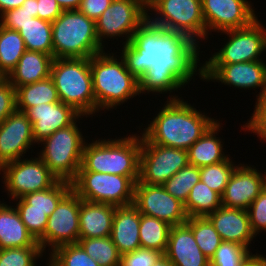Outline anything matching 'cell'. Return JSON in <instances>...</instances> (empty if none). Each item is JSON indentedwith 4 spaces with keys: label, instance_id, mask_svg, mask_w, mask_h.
<instances>
[{
    "label": "cell",
    "instance_id": "12",
    "mask_svg": "<svg viewBox=\"0 0 266 266\" xmlns=\"http://www.w3.org/2000/svg\"><path fill=\"white\" fill-rule=\"evenodd\" d=\"M0 171L5 174L6 191L16 201L27 193L49 189L58 181L40 158L8 162Z\"/></svg>",
    "mask_w": 266,
    "mask_h": 266
},
{
    "label": "cell",
    "instance_id": "40",
    "mask_svg": "<svg viewBox=\"0 0 266 266\" xmlns=\"http://www.w3.org/2000/svg\"><path fill=\"white\" fill-rule=\"evenodd\" d=\"M41 246L0 249V266H36V258L42 257Z\"/></svg>",
    "mask_w": 266,
    "mask_h": 266
},
{
    "label": "cell",
    "instance_id": "48",
    "mask_svg": "<svg viewBox=\"0 0 266 266\" xmlns=\"http://www.w3.org/2000/svg\"><path fill=\"white\" fill-rule=\"evenodd\" d=\"M37 17L49 22L55 21L63 12L56 0H37Z\"/></svg>",
    "mask_w": 266,
    "mask_h": 266
},
{
    "label": "cell",
    "instance_id": "43",
    "mask_svg": "<svg viewBox=\"0 0 266 266\" xmlns=\"http://www.w3.org/2000/svg\"><path fill=\"white\" fill-rule=\"evenodd\" d=\"M250 119L242 129L246 127V130L252 131L262 140H266V91L257 98L255 110Z\"/></svg>",
    "mask_w": 266,
    "mask_h": 266
},
{
    "label": "cell",
    "instance_id": "23",
    "mask_svg": "<svg viewBox=\"0 0 266 266\" xmlns=\"http://www.w3.org/2000/svg\"><path fill=\"white\" fill-rule=\"evenodd\" d=\"M139 227L140 213L134 204L116 206L110 237L120 255L141 247Z\"/></svg>",
    "mask_w": 266,
    "mask_h": 266
},
{
    "label": "cell",
    "instance_id": "11",
    "mask_svg": "<svg viewBox=\"0 0 266 266\" xmlns=\"http://www.w3.org/2000/svg\"><path fill=\"white\" fill-rule=\"evenodd\" d=\"M144 0H112L110 6L95 21L96 36L102 38L125 35L128 43L138 28L148 19ZM105 36V37H104Z\"/></svg>",
    "mask_w": 266,
    "mask_h": 266
},
{
    "label": "cell",
    "instance_id": "42",
    "mask_svg": "<svg viewBox=\"0 0 266 266\" xmlns=\"http://www.w3.org/2000/svg\"><path fill=\"white\" fill-rule=\"evenodd\" d=\"M247 211L254 235L259 234L261 230L266 231V187L250 204Z\"/></svg>",
    "mask_w": 266,
    "mask_h": 266
},
{
    "label": "cell",
    "instance_id": "27",
    "mask_svg": "<svg viewBox=\"0 0 266 266\" xmlns=\"http://www.w3.org/2000/svg\"><path fill=\"white\" fill-rule=\"evenodd\" d=\"M220 123H214L190 148L187 149L189 164L196 167L209 166L223 162L228 158L223 152V144L215 135Z\"/></svg>",
    "mask_w": 266,
    "mask_h": 266
},
{
    "label": "cell",
    "instance_id": "6",
    "mask_svg": "<svg viewBox=\"0 0 266 266\" xmlns=\"http://www.w3.org/2000/svg\"><path fill=\"white\" fill-rule=\"evenodd\" d=\"M53 57L90 58L104 51L96 36L95 21L78 10L63 11L52 22Z\"/></svg>",
    "mask_w": 266,
    "mask_h": 266
},
{
    "label": "cell",
    "instance_id": "17",
    "mask_svg": "<svg viewBox=\"0 0 266 266\" xmlns=\"http://www.w3.org/2000/svg\"><path fill=\"white\" fill-rule=\"evenodd\" d=\"M254 12L247 0H202L206 35L208 29L223 33L248 27L257 19Z\"/></svg>",
    "mask_w": 266,
    "mask_h": 266
},
{
    "label": "cell",
    "instance_id": "54",
    "mask_svg": "<svg viewBox=\"0 0 266 266\" xmlns=\"http://www.w3.org/2000/svg\"><path fill=\"white\" fill-rule=\"evenodd\" d=\"M158 0H144L145 2V6H146V9L149 8L148 10H150V8L157 2Z\"/></svg>",
    "mask_w": 266,
    "mask_h": 266
},
{
    "label": "cell",
    "instance_id": "38",
    "mask_svg": "<svg viewBox=\"0 0 266 266\" xmlns=\"http://www.w3.org/2000/svg\"><path fill=\"white\" fill-rule=\"evenodd\" d=\"M228 157L225 161L200 168V180L221 196L229 178L237 166ZM233 163V164H232Z\"/></svg>",
    "mask_w": 266,
    "mask_h": 266
},
{
    "label": "cell",
    "instance_id": "36",
    "mask_svg": "<svg viewBox=\"0 0 266 266\" xmlns=\"http://www.w3.org/2000/svg\"><path fill=\"white\" fill-rule=\"evenodd\" d=\"M200 181V168L188 164L167 180L163 187L174 198L185 203L193 186Z\"/></svg>",
    "mask_w": 266,
    "mask_h": 266
},
{
    "label": "cell",
    "instance_id": "50",
    "mask_svg": "<svg viewBox=\"0 0 266 266\" xmlns=\"http://www.w3.org/2000/svg\"><path fill=\"white\" fill-rule=\"evenodd\" d=\"M63 11L78 10L81 0H56Z\"/></svg>",
    "mask_w": 266,
    "mask_h": 266
},
{
    "label": "cell",
    "instance_id": "53",
    "mask_svg": "<svg viewBox=\"0 0 266 266\" xmlns=\"http://www.w3.org/2000/svg\"><path fill=\"white\" fill-rule=\"evenodd\" d=\"M153 266H174L165 254H161L155 261Z\"/></svg>",
    "mask_w": 266,
    "mask_h": 266
},
{
    "label": "cell",
    "instance_id": "7",
    "mask_svg": "<svg viewBox=\"0 0 266 266\" xmlns=\"http://www.w3.org/2000/svg\"><path fill=\"white\" fill-rule=\"evenodd\" d=\"M77 120L70 126L59 129L39 143L44 147L38 157L50 172L61 181L72 182L81 167L85 140Z\"/></svg>",
    "mask_w": 266,
    "mask_h": 266
},
{
    "label": "cell",
    "instance_id": "49",
    "mask_svg": "<svg viewBox=\"0 0 266 266\" xmlns=\"http://www.w3.org/2000/svg\"><path fill=\"white\" fill-rule=\"evenodd\" d=\"M25 0H0V15L4 12L20 7Z\"/></svg>",
    "mask_w": 266,
    "mask_h": 266
},
{
    "label": "cell",
    "instance_id": "26",
    "mask_svg": "<svg viewBox=\"0 0 266 266\" xmlns=\"http://www.w3.org/2000/svg\"><path fill=\"white\" fill-rule=\"evenodd\" d=\"M40 246L14 206L0 203V249Z\"/></svg>",
    "mask_w": 266,
    "mask_h": 266
},
{
    "label": "cell",
    "instance_id": "24",
    "mask_svg": "<svg viewBox=\"0 0 266 266\" xmlns=\"http://www.w3.org/2000/svg\"><path fill=\"white\" fill-rule=\"evenodd\" d=\"M116 206L80 198L79 238H101L111 235Z\"/></svg>",
    "mask_w": 266,
    "mask_h": 266
},
{
    "label": "cell",
    "instance_id": "31",
    "mask_svg": "<svg viewBox=\"0 0 266 266\" xmlns=\"http://www.w3.org/2000/svg\"><path fill=\"white\" fill-rule=\"evenodd\" d=\"M26 51L20 33L0 25V74L7 77Z\"/></svg>",
    "mask_w": 266,
    "mask_h": 266
},
{
    "label": "cell",
    "instance_id": "16",
    "mask_svg": "<svg viewBox=\"0 0 266 266\" xmlns=\"http://www.w3.org/2000/svg\"><path fill=\"white\" fill-rule=\"evenodd\" d=\"M199 69L203 80H216L236 88L261 87L259 98L266 91V64L261 61L233 64H204Z\"/></svg>",
    "mask_w": 266,
    "mask_h": 266
},
{
    "label": "cell",
    "instance_id": "10",
    "mask_svg": "<svg viewBox=\"0 0 266 266\" xmlns=\"http://www.w3.org/2000/svg\"><path fill=\"white\" fill-rule=\"evenodd\" d=\"M188 164L187 150L157 145L141 137L139 182L163 185Z\"/></svg>",
    "mask_w": 266,
    "mask_h": 266
},
{
    "label": "cell",
    "instance_id": "32",
    "mask_svg": "<svg viewBox=\"0 0 266 266\" xmlns=\"http://www.w3.org/2000/svg\"><path fill=\"white\" fill-rule=\"evenodd\" d=\"M171 225L155 217L140 214L139 237L142 248L165 254Z\"/></svg>",
    "mask_w": 266,
    "mask_h": 266
},
{
    "label": "cell",
    "instance_id": "35",
    "mask_svg": "<svg viewBox=\"0 0 266 266\" xmlns=\"http://www.w3.org/2000/svg\"><path fill=\"white\" fill-rule=\"evenodd\" d=\"M185 223L192 230L195 241L203 254L211 259L223 242L211 221L206 216L190 217Z\"/></svg>",
    "mask_w": 266,
    "mask_h": 266
},
{
    "label": "cell",
    "instance_id": "5",
    "mask_svg": "<svg viewBox=\"0 0 266 266\" xmlns=\"http://www.w3.org/2000/svg\"><path fill=\"white\" fill-rule=\"evenodd\" d=\"M50 77L61 102L72 106L83 117L96 112L90 58L54 59Z\"/></svg>",
    "mask_w": 266,
    "mask_h": 266
},
{
    "label": "cell",
    "instance_id": "29",
    "mask_svg": "<svg viewBox=\"0 0 266 266\" xmlns=\"http://www.w3.org/2000/svg\"><path fill=\"white\" fill-rule=\"evenodd\" d=\"M27 51L42 52L53 56L52 23L33 17L18 30Z\"/></svg>",
    "mask_w": 266,
    "mask_h": 266
},
{
    "label": "cell",
    "instance_id": "20",
    "mask_svg": "<svg viewBox=\"0 0 266 266\" xmlns=\"http://www.w3.org/2000/svg\"><path fill=\"white\" fill-rule=\"evenodd\" d=\"M32 122L34 141L39 144L59 129L72 125L82 115L72 106L57 103H43L29 108L25 112Z\"/></svg>",
    "mask_w": 266,
    "mask_h": 266
},
{
    "label": "cell",
    "instance_id": "9",
    "mask_svg": "<svg viewBox=\"0 0 266 266\" xmlns=\"http://www.w3.org/2000/svg\"><path fill=\"white\" fill-rule=\"evenodd\" d=\"M150 9L158 14L155 19L148 15L156 26L181 33L195 43L197 38L207 37L202 0H158Z\"/></svg>",
    "mask_w": 266,
    "mask_h": 266
},
{
    "label": "cell",
    "instance_id": "2",
    "mask_svg": "<svg viewBox=\"0 0 266 266\" xmlns=\"http://www.w3.org/2000/svg\"><path fill=\"white\" fill-rule=\"evenodd\" d=\"M169 99L142 136L150 143L187 150L217 120L203 115L178 96Z\"/></svg>",
    "mask_w": 266,
    "mask_h": 266
},
{
    "label": "cell",
    "instance_id": "1",
    "mask_svg": "<svg viewBox=\"0 0 266 266\" xmlns=\"http://www.w3.org/2000/svg\"><path fill=\"white\" fill-rule=\"evenodd\" d=\"M197 44L147 19L123 45L121 54L127 69L139 80L140 94L171 93L191 81L197 72Z\"/></svg>",
    "mask_w": 266,
    "mask_h": 266
},
{
    "label": "cell",
    "instance_id": "52",
    "mask_svg": "<svg viewBox=\"0 0 266 266\" xmlns=\"http://www.w3.org/2000/svg\"><path fill=\"white\" fill-rule=\"evenodd\" d=\"M250 266H266V258L263 255L253 254L250 257Z\"/></svg>",
    "mask_w": 266,
    "mask_h": 266
},
{
    "label": "cell",
    "instance_id": "4",
    "mask_svg": "<svg viewBox=\"0 0 266 266\" xmlns=\"http://www.w3.org/2000/svg\"><path fill=\"white\" fill-rule=\"evenodd\" d=\"M140 153L141 137L135 134L117 140L85 142L78 171L139 177Z\"/></svg>",
    "mask_w": 266,
    "mask_h": 266
},
{
    "label": "cell",
    "instance_id": "45",
    "mask_svg": "<svg viewBox=\"0 0 266 266\" xmlns=\"http://www.w3.org/2000/svg\"><path fill=\"white\" fill-rule=\"evenodd\" d=\"M16 110V88L6 77L0 80V124Z\"/></svg>",
    "mask_w": 266,
    "mask_h": 266
},
{
    "label": "cell",
    "instance_id": "13",
    "mask_svg": "<svg viewBox=\"0 0 266 266\" xmlns=\"http://www.w3.org/2000/svg\"><path fill=\"white\" fill-rule=\"evenodd\" d=\"M256 19L250 26L223 31L229 41L219 52L214 53L205 64H233L261 61L260 55L266 50V28Z\"/></svg>",
    "mask_w": 266,
    "mask_h": 266
},
{
    "label": "cell",
    "instance_id": "37",
    "mask_svg": "<svg viewBox=\"0 0 266 266\" xmlns=\"http://www.w3.org/2000/svg\"><path fill=\"white\" fill-rule=\"evenodd\" d=\"M49 266H100L78 244H66L54 249L49 258Z\"/></svg>",
    "mask_w": 266,
    "mask_h": 266
},
{
    "label": "cell",
    "instance_id": "33",
    "mask_svg": "<svg viewBox=\"0 0 266 266\" xmlns=\"http://www.w3.org/2000/svg\"><path fill=\"white\" fill-rule=\"evenodd\" d=\"M71 190L70 182L58 180L49 189L27 193L22 199L29 204V209L46 210L45 213L49 217Z\"/></svg>",
    "mask_w": 266,
    "mask_h": 266
},
{
    "label": "cell",
    "instance_id": "30",
    "mask_svg": "<svg viewBox=\"0 0 266 266\" xmlns=\"http://www.w3.org/2000/svg\"><path fill=\"white\" fill-rule=\"evenodd\" d=\"M221 206V195L210 189V187L201 180L193 186L186 202L184 203L188 218L207 216Z\"/></svg>",
    "mask_w": 266,
    "mask_h": 266
},
{
    "label": "cell",
    "instance_id": "51",
    "mask_svg": "<svg viewBox=\"0 0 266 266\" xmlns=\"http://www.w3.org/2000/svg\"><path fill=\"white\" fill-rule=\"evenodd\" d=\"M37 4V0H25L20 7L31 12L33 17H37Z\"/></svg>",
    "mask_w": 266,
    "mask_h": 266
},
{
    "label": "cell",
    "instance_id": "55",
    "mask_svg": "<svg viewBox=\"0 0 266 266\" xmlns=\"http://www.w3.org/2000/svg\"><path fill=\"white\" fill-rule=\"evenodd\" d=\"M241 266H250V258L245 263H243Z\"/></svg>",
    "mask_w": 266,
    "mask_h": 266
},
{
    "label": "cell",
    "instance_id": "21",
    "mask_svg": "<svg viewBox=\"0 0 266 266\" xmlns=\"http://www.w3.org/2000/svg\"><path fill=\"white\" fill-rule=\"evenodd\" d=\"M220 235L222 241L233 242L247 249L253 238L247 210L221 206L206 216Z\"/></svg>",
    "mask_w": 266,
    "mask_h": 266
},
{
    "label": "cell",
    "instance_id": "14",
    "mask_svg": "<svg viewBox=\"0 0 266 266\" xmlns=\"http://www.w3.org/2000/svg\"><path fill=\"white\" fill-rule=\"evenodd\" d=\"M80 197L71 190L48 217L45 233L37 240L43 252L46 245L51 251L79 240Z\"/></svg>",
    "mask_w": 266,
    "mask_h": 266
},
{
    "label": "cell",
    "instance_id": "47",
    "mask_svg": "<svg viewBox=\"0 0 266 266\" xmlns=\"http://www.w3.org/2000/svg\"><path fill=\"white\" fill-rule=\"evenodd\" d=\"M112 0H81L78 11L96 21L110 6Z\"/></svg>",
    "mask_w": 266,
    "mask_h": 266
},
{
    "label": "cell",
    "instance_id": "44",
    "mask_svg": "<svg viewBox=\"0 0 266 266\" xmlns=\"http://www.w3.org/2000/svg\"><path fill=\"white\" fill-rule=\"evenodd\" d=\"M161 254L156 250L140 247L121 255L120 266H153Z\"/></svg>",
    "mask_w": 266,
    "mask_h": 266
},
{
    "label": "cell",
    "instance_id": "28",
    "mask_svg": "<svg viewBox=\"0 0 266 266\" xmlns=\"http://www.w3.org/2000/svg\"><path fill=\"white\" fill-rule=\"evenodd\" d=\"M57 102L60 99L51 77L16 89V110L21 112L39 104Z\"/></svg>",
    "mask_w": 266,
    "mask_h": 266
},
{
    "label": "cell",
    "instance_id": "41",
    "mask_svg": "<svg viewBox=\"0 0 266 266\" xmlns=\"http://www.w3.org/2000/svg\"><path fill=\"white\" fill-rule=\"evenodd\" d=\"M19 202L15 207L20 214L22 222L25 224L28 231L33 237L38 240L44 233L48 222L46 210L29 209L27 204L22 198H18Z\"/></svg>",
    "mask_w": 266,
    "mask_h": 266
},
{
    "label": "cell",
    "instance_id": "46",
    "mask_svg": "<svg viewBox=\"0 0 266 266\" xmlns=\"http://www.w3.org/2000/svg\"><path fill=\"white\" fill-rule=\"evenodd\" d=\"M0 18L2 19L0 23L1 26L18 31L22 25L31 21L33 16L28 10L18 7L4 12L1 14Z\"/></svg>",
    "mask_w": 266,
    "mask_h": 266
},
{
    "label": "cell",
    "instance_id": "19",
    "mask_svg": "<svg viewBox=\"0 0 266 266\" xmlns=\"http://www.w3.org/2000/svg\"><path fill=\"white\" fill-rule=\"evenodd\" d=\"M265 188V174L251 166L238 165L231 174L222 198V206L248 210Z\"/></svg>",
    "mask_w": 266,
    "mask_h": 266
},
{
    "label": "cell",
    "instance_id": "34",
    "mask_svg": "<svg viewBox=\"0 0 266 266\" xmlns=\"http://www.w3.org/2000/svg\"><path fill=\"white\" fill-rule=\"evenodd\" d=\"M78 244L100 266H120L121 255L110 236L79 238Z\"/></svg>",
    "mask_w": 266,
    "mask_h": 266
},
{
    "label": "cell",
    "instance_id": "25",
    "mask_svg": "<svg viewBox=\"0 0 266 266\" xmlns=\"http://www.w3.org/2000/svg\"><path fill=\"white\" fill-rule=\"evenodd\" d=\"M53 60L49 54L26 50L6 78L16 89L41 81L50 77Z\"/></svg>",
    "mask_w": 266,
    "mask_h": 266
},
{
    "label": "cell",
    "instance_id": "22",
    "mask_svg": "<svg viewBox=\"0 0 266 266\" xmlns=\"http://www.w3.org/2000/svg\"><path fill=\"white\" fill-rule=\"evenodd\" d=\"M165 255L174 266H210L186 223L171 226Z\"/></svg>",
    "mask_w": 266,
    "mask_h": 266
},
{
    "label": "cell",
    "instance_id": "39",
    "mask_svg": "<svg viewBox=\"0 0 266 266\" xmlns=\"http://www.w3.org/2000/svg\"><path fill=\"white\" fill-rule=\"evenodd\" d=\"M251 256L246 247L223 241L210 259V266H241Z\"/></svg>",
    "mask_w": 266,
    "mask_h": 266
},
{
    "label": "cell",
    "instance_id": "18",
    "mask_svg": "<svg viewBox=\"0 0 266 266\" xmlns=\"http://www.w3.org/2000/svg\"><path fill=\"white\" fill-rule=\"evenodd\" d=\"M32 143H35L32 122L25 112L15 110L0 124V168L21 159Z\"/></svg>",
    "mask_w": 266,
    "mask_h": 266
},
{
    "label": "cell",
    "instance_id": "3",
    "mask_svg": "<svg viewBox=\"0 0 266 266\" xmlns=\"http://www.w3.org/2000/svg\"><path fill=\"white\" fill-rule=\"evenodd\" d=\"M104 51L90 57L96 112L108 110L139 95V80L127 69L125 60ZM118 60V61H117Z\"/></svg>",
    "mask_w": 266,
    "mask_h": 266
},
{
    "label": "cell",
    "instance_id": "15",
    "mask_svg": "<svg viewBox=\"0 0 266 266\" xmlns=\"http://www.w3.org/2000/svg\"><path fill=\"white\" fill-rule=\"evenodd\" d=\"M139 213L155 217L171 226L180 225L188 220L184 203L171 196L163 185L135 184L134 202Z\"/></svg>",
    "mask_w": 266,
    "mask_h": 266
},
{
    "label": "cell",
    "instance_id": "8",
    "mask_svg": "<svg viewBox=\"0 0 266 266\" xmlns=\"http://www.w3.org/2000/svg\"><path fill=\"white\" fill-rule=\"evenodd\" d=\"M139 177L78 171L71 182L72 190L83 200L114 206L133 204Z\"/></svg>",
    "mask_w": 266,
    "mask_h": 266
}]
</instances>
